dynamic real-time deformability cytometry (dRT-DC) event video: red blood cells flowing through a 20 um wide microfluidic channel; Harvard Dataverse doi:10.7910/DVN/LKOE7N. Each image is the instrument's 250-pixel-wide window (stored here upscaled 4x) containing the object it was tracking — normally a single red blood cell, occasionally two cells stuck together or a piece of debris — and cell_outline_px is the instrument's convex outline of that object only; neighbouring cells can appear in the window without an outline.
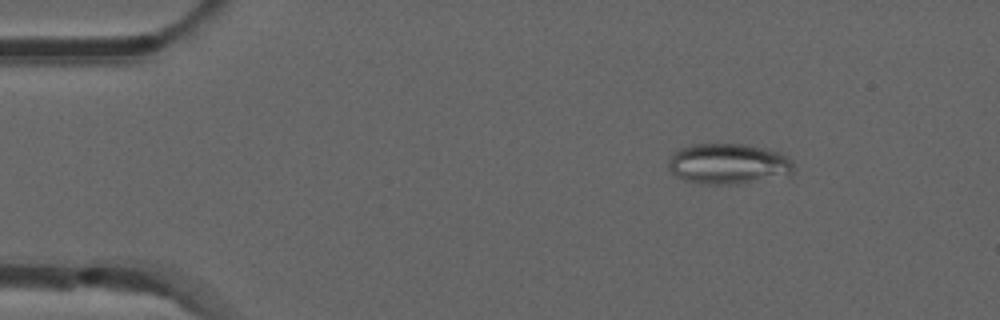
{"species": "common noctule bat (a hibernating species)", "species_latin": "Nyctalus noctula", "temperature_condition": "room temperature", "stored_images_in_passage": 52, "camera_frame_rate_fps": 3000, "um_per_image_px": 0.085, "animal": {"sex": "male", "forearm_length_mm": 52.5}, "frame": {"image": 1, "passage_image": 7, "time_ms": 2.0, "image_size_px": [1000, 320], "cell_outline_px": [[792, 172], [788, 176], [744, 184], [704, 184], [684, 180], [676, 176], [668, 168], [668, 164], [672, 156], [680, 148], [692, 144], [744, 144], [764, 148], [788, 156], [792, 160]], "centroid_in_image_um": [61.93, 13.94], "position_along_channel_um": 23.1, "area_um2": 29.77}}
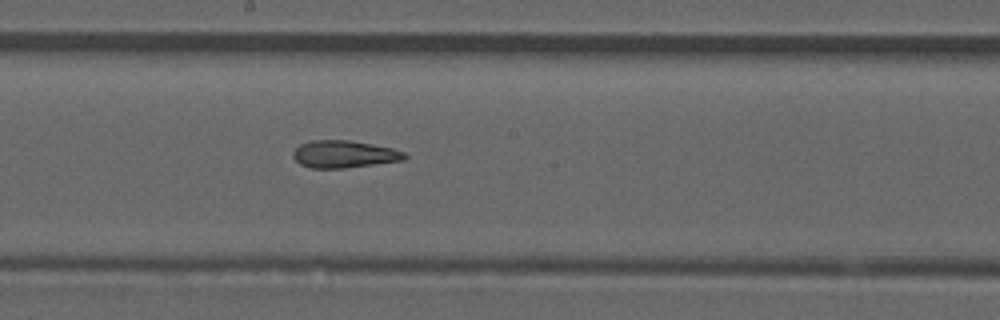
{"frame": {"image": 2, "passage_image": 28, "time_ms": 9.0, "image_size_px": [1000, 320], "cell_outline_px": [[408, 156], [404, 160], [344, 168], [312, 168], [300, 164], [292, 156], [292, 152], [300, 144], [308, 140], [348, 140], [372, 144], [392, 148], [404, 152]], "centroid_in_image_um": [29.23, 13.1], "position_along_channel_um": 219.0, "area_um2": 17.74}}
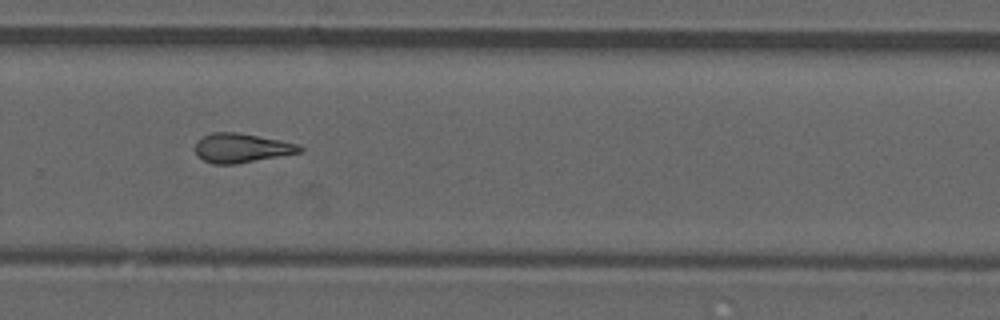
{"frame": {"image": 3, "passage_image": 35, "time_ms": 11.333, "image_size_px": [1000, 320], "cell_outline_px": [[304, 148], [300, 152], [280, 156], [236, 164], [212, 164], [196, 156], [196, 140], [212, 132], [236, 132], [280, 140], [296, 144]], "centroid_in_image_um": [20.49, 12.58], "position_along_channel_um": 309.3, "area_um2": 17.69}, "authors_computed_cell_mechanics": {"area_um2": 17.918, "velocity_mm_per_s": 3.8838, "shape_relaxation_time_tau1_ms": null, "shape_relaxation_time_tau2_ms": 5.0543, "deformation_change_tau1": null, "deformation_change_tau2": 0.159}}